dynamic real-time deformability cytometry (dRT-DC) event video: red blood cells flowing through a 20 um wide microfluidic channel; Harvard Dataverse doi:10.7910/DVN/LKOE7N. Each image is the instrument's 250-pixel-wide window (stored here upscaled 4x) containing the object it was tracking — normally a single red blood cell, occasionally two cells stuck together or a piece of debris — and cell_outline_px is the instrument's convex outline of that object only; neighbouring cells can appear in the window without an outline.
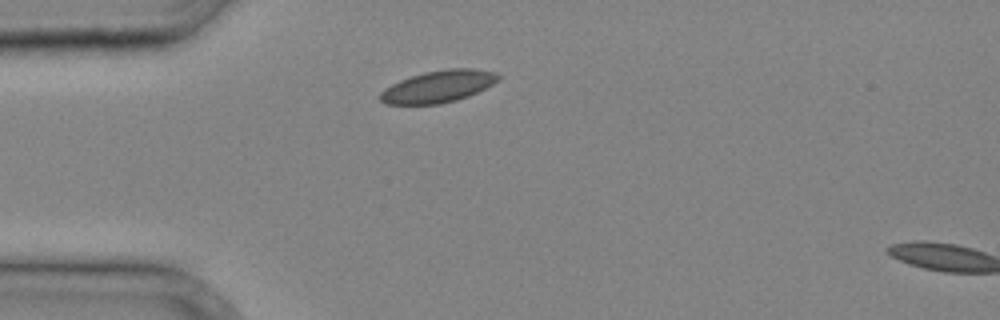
{"species": "common noctule bat (a hibernating species)", "species_latin": "Nyctalus noctula", "temperature_condition": "cold", "stored_images_in_passage": 3, "camera_frame_rate_fps": 3000, "um_per_image_px": 0.085, "animal": {"sex": "male", "body_mass_g": 20.4}, "frame": {"image": 1, "passage_image": 2, "time_ms": 0.333, "image_size_px": [1000, 320], "cell_outline_px": [[476, 88], [460, 96], [444, 100], [424, 104], [404, 104], [392, 100], [400, 84], [408, 80], [420, 76], [432, 76]], "centroid_in_image_um": [36.45, 7.69], "position_along_channel_um": 48.6, "area_um2": 11.1}}